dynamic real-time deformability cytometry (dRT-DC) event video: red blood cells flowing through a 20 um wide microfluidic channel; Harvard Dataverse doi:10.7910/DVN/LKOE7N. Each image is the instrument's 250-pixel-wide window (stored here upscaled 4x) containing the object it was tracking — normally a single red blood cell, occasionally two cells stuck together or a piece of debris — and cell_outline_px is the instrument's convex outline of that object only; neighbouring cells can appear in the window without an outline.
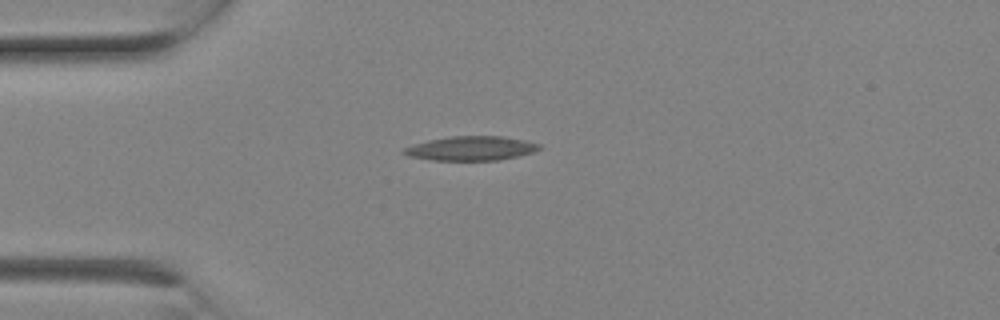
{"species": "Egyptian fruit bat (a non-hibernating species)", "species_latin": "Rousettus aegyptiacus", "temperature_condition": "room temperature", "stored_images_in_passage": 1, "camera_frame_rate_fps": 3000, "um_per_image_px": 0.085, "animal": {"sex": "female"}, "frame": {"image": 1, "passage_image": 1, "time_ms": 0.0, "image_size_px": [1000, 320], "cell_outline_px": [[540, 148], [532, 152], [520, 156], [500, 160], [432, 160], [408, 156], [400, 152], [404, 148], [428, 140], [452, 136], [504, 136], [524, 140], [540, 144]], "centroid_in_image_um": [40.04, 12.61], "position_along_channel_um": 45.0, "area_um2": 19.07}}